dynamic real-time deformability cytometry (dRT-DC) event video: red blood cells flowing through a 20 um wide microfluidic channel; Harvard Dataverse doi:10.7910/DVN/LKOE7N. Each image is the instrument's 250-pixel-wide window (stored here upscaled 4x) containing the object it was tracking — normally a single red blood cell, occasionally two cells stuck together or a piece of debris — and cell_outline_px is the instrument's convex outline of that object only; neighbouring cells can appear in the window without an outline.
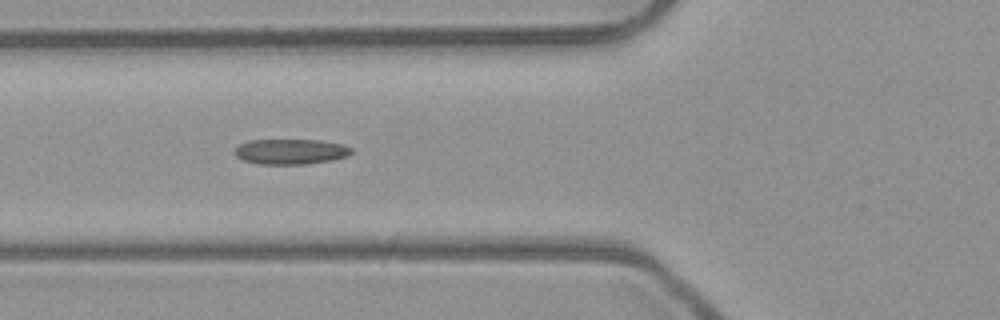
{"species": "common noctule bat (a hibernating species)", "species_latin": "Nyctalus noctula", "temperature_condition": "room temperature", "stored_images_in_passage": 6, "camera_frame_rate_fps": 3000, "um_per_image_px": 0.085, "animal": {"sex": "male", "body_mass_g": 23.1, "forearm_length_mm": 52.7}, "frame": {"image": 1, "passage_image": 5, "time_ms": 1.333, "image_size_px": [1000, 320], "cell_outline_px": [[352, 152], [348, 156], [332, 160], [304, 164], [256, 164], [244, 160], [236, 156], [232, 152], [240, 144], [248, 140], [320, 140], [340, 144], [352, 148]], "centroid_in_image_um": [24.68, 12.89], "position_along_channel_um": 101.1, "area_um2": 17.22}}
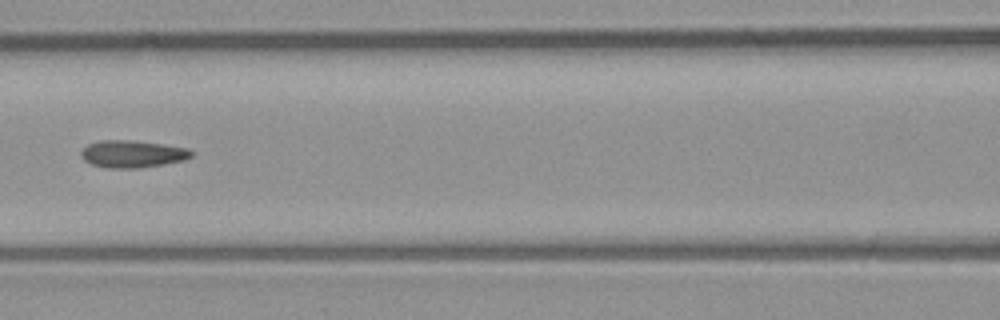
{"frame": {"image": 2, "passage_image": 6, "time_ms": 1.667, "image_size_px": [1000, 320], "cell_outline_px": [[196, 152], [192, 156], [184, 160], [164, 164], [140, 168], [108, 168], [92, 164], [84, 160], [80, 156], [80, 152], [88, 144], [100, 140], [128, 140], [164, 144], [188, 148]], "centroid_in_image_um": [11.28, 13.08], "position_along_channel_um": 155.3, "area_um2": 17.63}}